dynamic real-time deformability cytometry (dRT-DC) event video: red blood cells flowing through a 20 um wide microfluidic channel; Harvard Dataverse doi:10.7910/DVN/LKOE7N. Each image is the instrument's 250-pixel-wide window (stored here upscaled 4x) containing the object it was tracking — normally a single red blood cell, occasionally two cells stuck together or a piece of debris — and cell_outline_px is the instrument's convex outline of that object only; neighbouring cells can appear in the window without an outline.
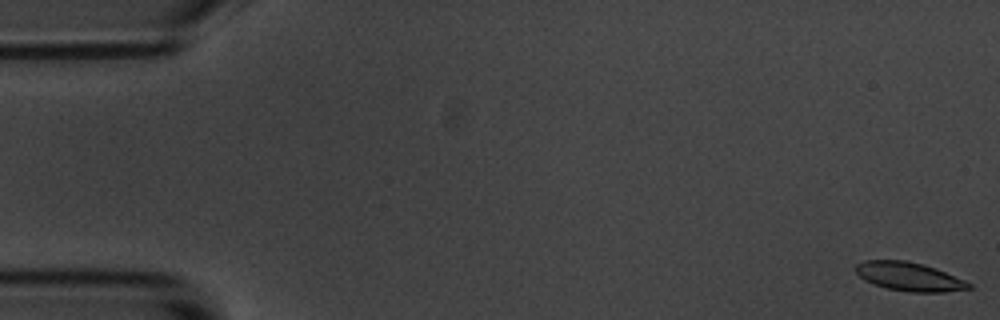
{"species": "common noctule bat (a hibernating species)", "species_latin": "Nyctalus noctula", "temperature_condition": "room temperature", "stored_images_in_passage": 6, "camera_frame_rate_fps": 3000, "um_per_image_px": 0.085, "animal": {"sex": "male", "body_mass_g": 20.1, "forearm_length_mm": 53.5}, "frame": {"image": 1, "passage_image": 1, "time_ms": 0.0, "image_size_px": [1000, 320], "cell_outline_px": [[972, 288], [944, 292], [908, 292], [888, 288], [864, 280], [852, 268], [856, 264], [864, 260], [908, 260], [924, 264], [936, 268], [964, 280], [972, 284]], "centroid_in_image_um": [77.26, 23.5], "position_along_channel_um": 7.7, "area_um2": 18.96}}